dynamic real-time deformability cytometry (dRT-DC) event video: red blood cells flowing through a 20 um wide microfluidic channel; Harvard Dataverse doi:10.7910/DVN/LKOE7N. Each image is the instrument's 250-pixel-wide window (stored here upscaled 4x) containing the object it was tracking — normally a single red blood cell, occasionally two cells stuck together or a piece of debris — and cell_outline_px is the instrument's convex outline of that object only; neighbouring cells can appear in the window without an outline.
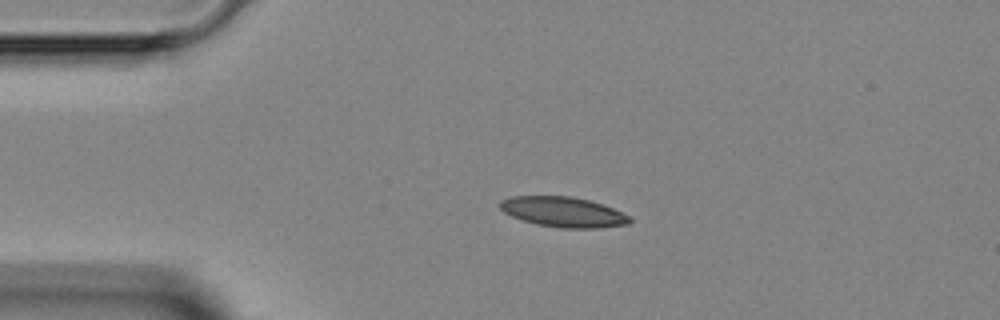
{"species": "Egyptian fruit bat (a non-hibernating species)", "species_latin": "Rousettus aegyptiacus", "temperature_condition": "room temperature", "stored_images_in_passage": 2, "camera_frame_rate_fps": 3000, "um_per_image_px": 0.085, "animal": {"sex": "female"}, "frame": {"image": 1, "passage_image": 1, "time_ms": 0.0, "image_size_px": [1000, 320], "cell_outline_px": [[632, 220], [628, 224], [596, 228], [560, 228], [536, 224], [512, 216], [504, 212], [500, 208], [500, 200], [512, 196], [572, 196], [588, 200], [612, 208], [628, 216]], "centroid_in_image_um": [47.84, 18.01], "position_along_channel_um": 37.2, "area_um2": 22.54}}